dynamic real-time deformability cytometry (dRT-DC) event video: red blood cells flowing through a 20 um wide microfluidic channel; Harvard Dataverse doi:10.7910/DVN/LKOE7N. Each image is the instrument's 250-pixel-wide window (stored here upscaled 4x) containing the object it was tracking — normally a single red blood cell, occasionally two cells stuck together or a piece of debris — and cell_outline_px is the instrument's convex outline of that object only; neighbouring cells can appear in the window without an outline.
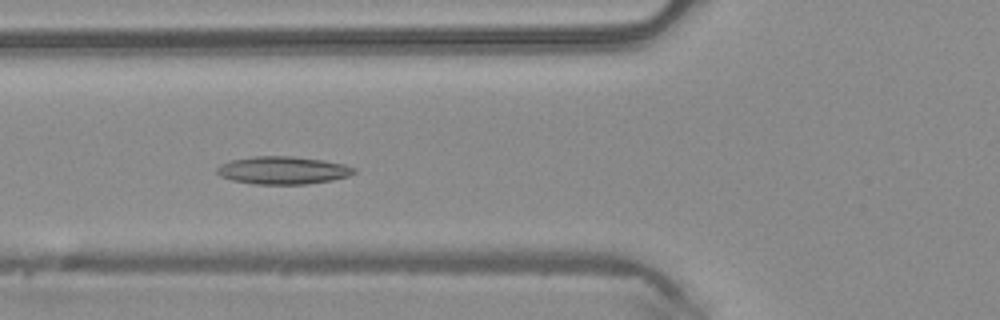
{"species": "common noctule bat (a hibernating species)", "species_latin": "Nyctalus noctula", "temperature_condition": "warm", "stored_images_in_passage": 50, "camera_frame_rate_fps": 3000, "um_per_image_px": 0.085, "animal": {"sex": "male", "body_mass_g": 20.4}, "frame": {"image": 1, "passage_image": 19, "time_ms": 6.0, "image_size_px": [1000, 320], "cell_outline_px": [[356, 172], [348, 176], [332, 180], [304, 184], [252, 184], [232, 180], [220, 176], [216, 172], [216, 168], [220, 164], [232, 160], [252, 156], [292, 156], [324, 160], [344, 164], [356, 168]], "centroid_in_image_um": [24.03, 14.47], "position_along_channel_um": 101.8, "area_um2": 22.25}}
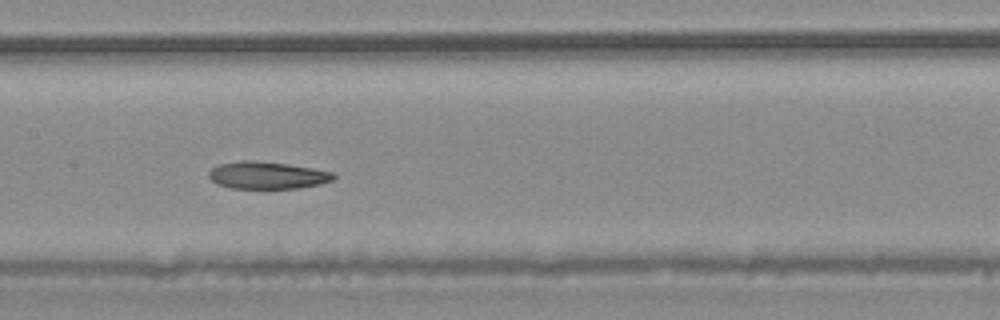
{"frame": {"image": 2, "passage_image": 25, "time_ms": 8.0, "image_size_px": [1000, 320], "cell_outline_px": [[336, 176], [332, 180], [320, 184], [300, 188], [232, 188], [216, 184], [208, 176], [208, 172], [212, 168], [220, 164], [240, 160], [252, 160], [288, 164], [312, 168], [332, 172]], "centroid_in_image_um": [22.69, 14.89], "position_along_channel_um": 184.7, "area_um2": 19.77}}
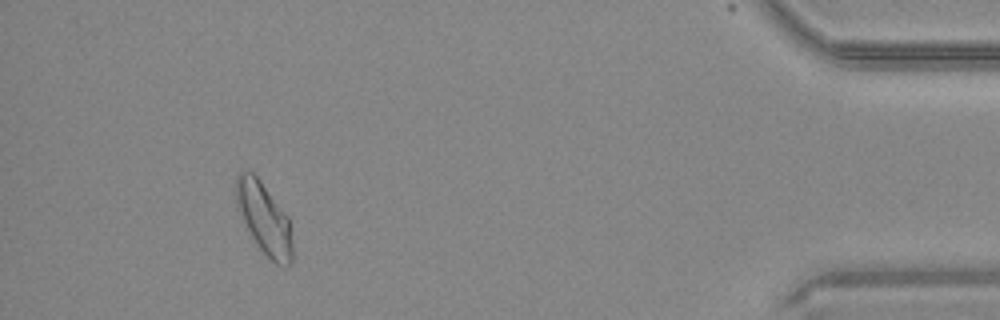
{"frame": {"image": 3, "passage_image": 46, "time_ms": 15.0, "image_size_px": [1000, 320], "cell_outline_px": [[292, 264], [276, 264], [256, 244], [244, 220], [236, 200], [236, 176], [240, 172], [252, 172], [260, 180], [288, 216], [292, 244]], "centroid_in_image_um": [22.47, 18.55], "position_along_channel_um": 412.7, "area_um2": 22.66}, "authors_computed_cell_mechanics": {"area_um2": 22.3686, "velocity_mm_per_s": 4.129, "shape_relaxation_time_tau1_ms": null, "shape_relaxation_time_tau2_ms": 2.2942, "deformation_change_tau1": null, "deformation_change_tau2": 0.0715}}